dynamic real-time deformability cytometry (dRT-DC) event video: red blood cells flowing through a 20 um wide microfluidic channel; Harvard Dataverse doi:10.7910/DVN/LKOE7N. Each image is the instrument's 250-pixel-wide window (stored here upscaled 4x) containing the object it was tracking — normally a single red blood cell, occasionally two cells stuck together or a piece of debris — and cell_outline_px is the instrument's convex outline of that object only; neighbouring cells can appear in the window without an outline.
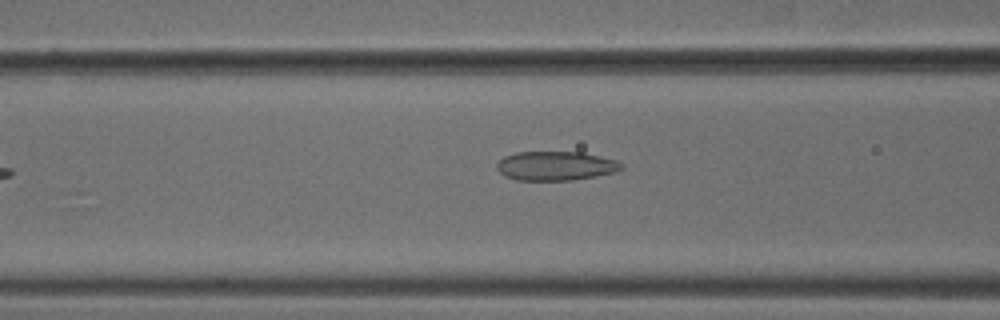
{"species": "common noctule bat (a hibernating species)", "species_latin": "Nyctalus noctula", "temperature_condition": "cold", "stored_images_in_passage": 35, "camera_frame_rate_fps": 3000, "um_per_image_px": 0.085, "animal": {"sex": "male", "body_mass_g": 18.8}, "frame": {"image": 1, "passage_image": 8, "time_ms": 2.333, "image_size_px": [1000, 320], "cell_outline_px": [[624, 168], [616, 172], [596, 176], [572, 180], [516, 180], [504, 176], [496, 168], [496, 164], [504, 156], [516, 152], [584, 152], [616, 160], [624, 164]], "centroid_in_image_um": [47.25, 14.1], "position_along_channel_um": 119.4, "area_um2": 21.33}}
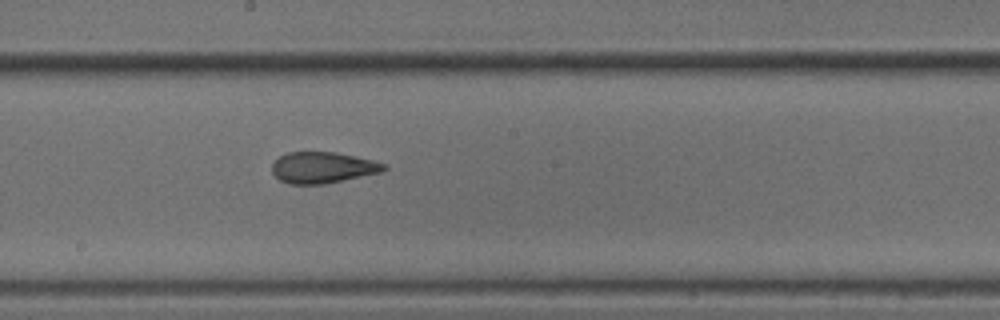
{"frame": {"image": 2, "passage_image": 16, "time_ms": 5.0, "image_size_px": [1000, 320], "cell_outline_px": [[388, 168], [380, 172], [324, 184], [288, 184], [280, 180], [272, 172], [272, 164], [280, 156], [288, 152], [336, 152], [372, 160], [388, 164]], "centroid_in_image_um": [27.43, 14.24], "position_along_channel_um": 220.8, "area_um2": 20.23}}
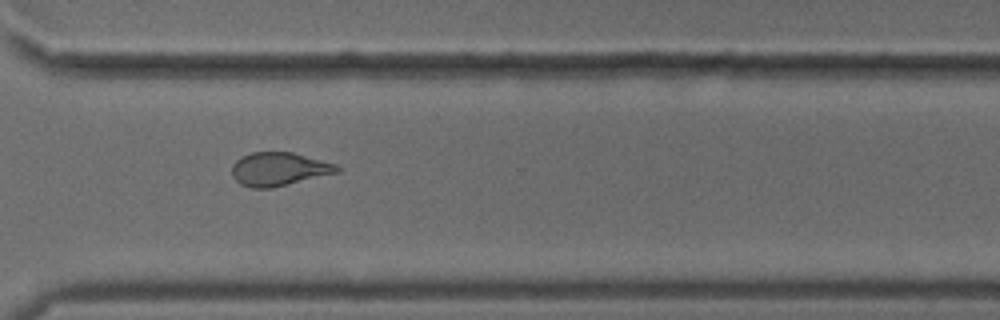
{"frame": {"image": 3, "passage_image": 26, "time_ms": 8.333, "image_size_px": [1000, 320], "cell_outline_px": [[340, 172], [272, 188], [252, 188], [240, 184], [232, 176], [232, 164], [236, 160], [252, 152], [292, 152], [336, 164], [340, 168]], "centroid_in_image_um": [23.71, 14.38], "position_along_channel_um": 346.9, "area_um2": 20.46}}